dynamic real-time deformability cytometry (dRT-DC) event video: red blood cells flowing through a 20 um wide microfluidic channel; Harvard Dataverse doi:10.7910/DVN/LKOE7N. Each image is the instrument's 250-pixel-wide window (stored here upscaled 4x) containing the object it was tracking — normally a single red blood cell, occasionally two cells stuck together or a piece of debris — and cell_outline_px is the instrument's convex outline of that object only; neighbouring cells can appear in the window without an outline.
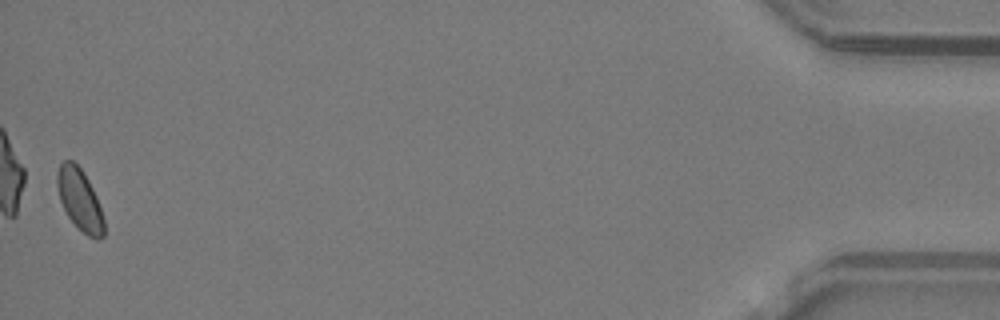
{"species": "common noctule bat (a hibernating species)", "species_latin": "Nyctalus noctula", "temperature_condition": "warm", "stored_images_in_passage": 36, "camera_frame_rate_fps": 3000, "um_per_image_px": 0.085, "animal": {"sex": "male", "body_mass_g": 19.2, "forearm_length_mm": 51.8}, "frame": {"image": 1, "passage_image": 36, "time_ms": 11.667, "image_size_px": [1000, 320], "cell_outline_px": [[104, 236], [100, 240], [96, 240], [88, 236], [68, 216], [60, 200], [56, 184], [56, 172], [60, 164], [64, 160], [72, 160], [84, 172], [96, 196], [104, 220]], "centroid_in_image_um": [6.77, 16.96], "position_along_channel_um": 428.4, "area_um2": 16.65}}